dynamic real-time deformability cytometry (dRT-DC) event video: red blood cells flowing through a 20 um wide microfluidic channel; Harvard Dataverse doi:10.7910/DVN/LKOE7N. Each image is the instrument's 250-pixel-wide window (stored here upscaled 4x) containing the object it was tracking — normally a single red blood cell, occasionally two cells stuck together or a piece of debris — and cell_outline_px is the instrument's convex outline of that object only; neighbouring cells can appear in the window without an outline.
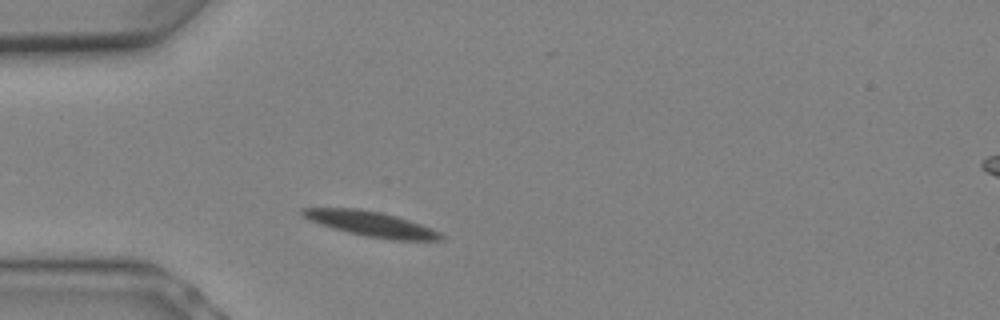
{"species": "Egyptian fruit bat (a non-hibernating species)", "species_latin": "Rousettus aegyptiacus", "temperature_condition": "warm", "stored_images_in_passage": 4, "camera_frame_rate_fps": 3000, "um_per_image_px": 0.085, "animal": {"sex": "female"}, "frame": {"image": 1, "passage_image": 1, "time_ms": 0.0, "image_size_px": [1000, 320], "cell_outline_px": [[444, 240], [392, 240], [364, 236], [332, 228], [308, 220], [300, 212], [300, 208], [360, 208], [380, 212], [396, 216], [432, 228], [440, 232], [444, 236]], "centroid_in_image_um": [31.54, 19.03], "position_along_channel_um": 53.5, "area_um2": 20.23}}
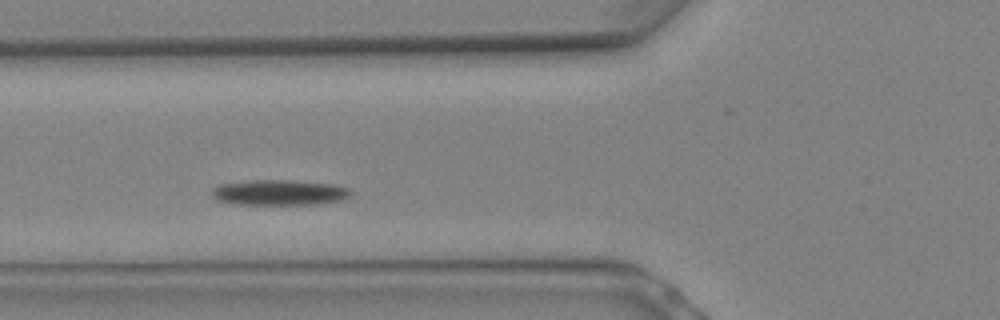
{"frame": {"image": 2, "passage_image": 3, "time_ms": 0.667, "image_size_px": [1000, 320], "cell_outline_px": [[352, 196], [344, 200], [320, 204], [236, 204], [216, 200], [208, 192], [212, 188], [220, 184], [248, 180], [288, 180], [332, 184], [348, 188], [352, 192]], "centroid_in_image_um": [23.73, 16.36], "position_along_channel_um": 102.1, "area_um2": 20.87}}